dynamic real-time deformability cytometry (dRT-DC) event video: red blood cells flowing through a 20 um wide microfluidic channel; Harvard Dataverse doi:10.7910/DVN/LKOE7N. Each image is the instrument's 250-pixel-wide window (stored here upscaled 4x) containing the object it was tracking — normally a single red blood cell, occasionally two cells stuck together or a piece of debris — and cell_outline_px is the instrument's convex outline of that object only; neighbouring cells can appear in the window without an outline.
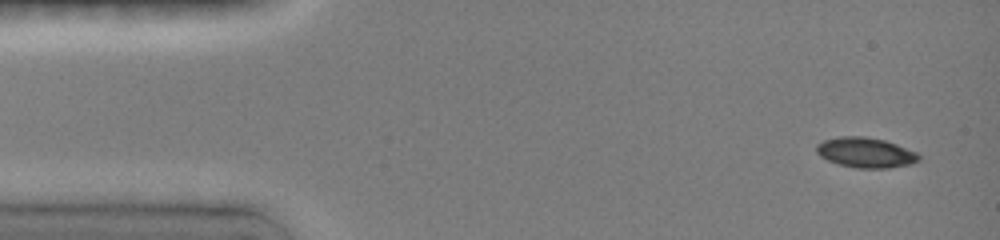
{"species": "common noctule bat (a hibernating species)", "species_latin": "Nyctalus noctula", "temperature_condition": "room temperature", "stored_images_in_passage": 5, "camera_frame_rate_fps": 3000, "um_per_image_px": 0.085, "animal": {"sex": "female", "body_mass_g": 19.0, "forearm_length_mm": 51.5}, "frame": {"image": 1, "passage_image": 5, "time_ms": 4.333, "image_size_px": [1000, 240], "cell_outline_px": [[920, 160], [912, 164], [888, 168], [856, 168], [840, 164], [828, 160], [820, 156], [816, 152], [816, 144], [824, 140], [840, 136], [864, 136], [884, 140], [896, 144], [916, 152], [920, 156]], "centroid_in_image_um": [73.58, 12.97], "position_along_channel_um": 11.4, "area_um2": 17.98}}